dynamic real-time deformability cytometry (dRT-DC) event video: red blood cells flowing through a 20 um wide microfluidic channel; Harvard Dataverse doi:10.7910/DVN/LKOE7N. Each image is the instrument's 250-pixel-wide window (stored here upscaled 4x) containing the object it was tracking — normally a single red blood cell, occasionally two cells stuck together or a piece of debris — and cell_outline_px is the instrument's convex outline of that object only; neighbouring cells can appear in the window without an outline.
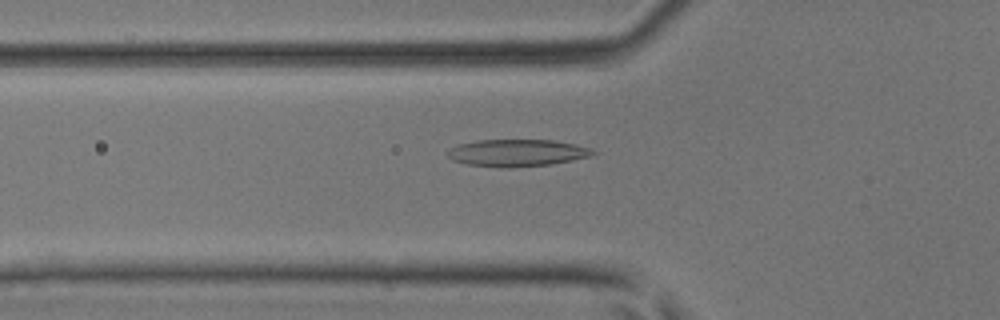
{"species": "common noctule bat (a hibernating species)", "species_latin": "Nyctalus noctula", "temperature_condition": "room temperature", "stored_images_in_passage": 37, "camera_frame_rate_fps": 3000, "um_per_image_px": 0.085, "animal": {"sex": "male", "body_mass_g": 17.9, "forearm_length_mm": 54.2}, "frame": {"image": 1, "passage_image": 6, "time_ms": 1.667, "image_size_px": [1000, 320], "cell_outline_px": [[576, 156], [564, 160], [540, 164], [480, 164], [496, 140], [540, 140], [564, 144]], "centroid_in_image_um": [44.75, 12.96], "position_along_channel_um": 81.0, "area_um2": 13.18}}
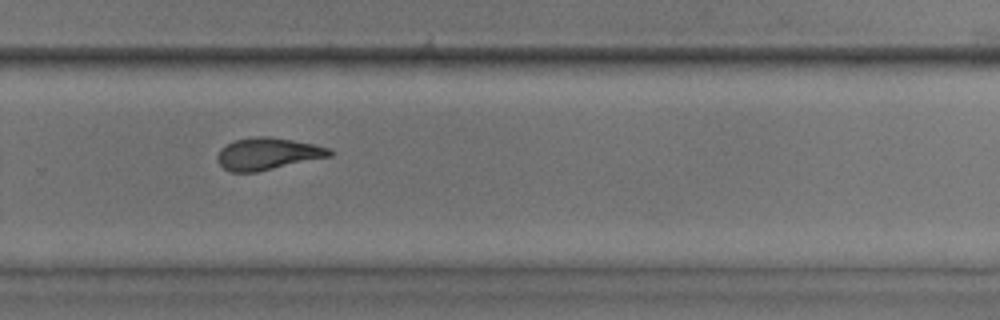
{"frame": {"image": 2, "passage_image": 22, "time_ms": 7.0, "image_size_px": [1000, 320], "cell_outline_px": [[332, 152], [324, 156], [268, 168], [248, 172], [240, 172], [228, 168], [220, 160], [220, 152], [228, 144], [240, 140], [284, 140], [308, 144], [324, 148]], "centroid_in_image_um": [22.71, 13.1], "position_along_channel_um": 307.1, "area_um2": 17.63}}
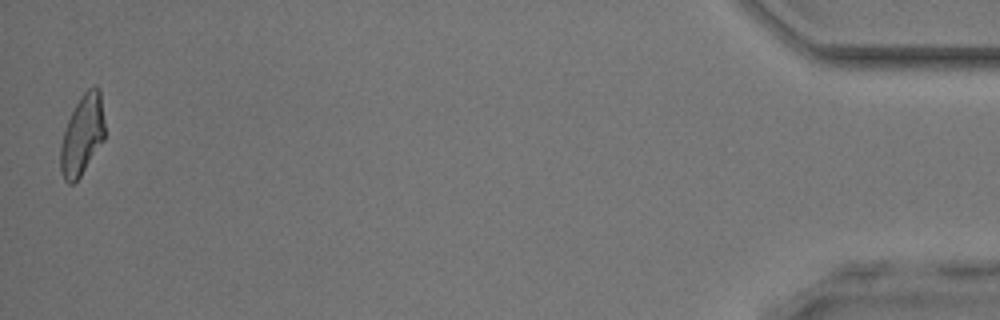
{"frame": {"image": 3, "passage_image": 37, "time_ms": 12.0, "image_size_px": [1000, 320], "cell_outline_px": [[104, 136], [76, 180], [72, 180], [64, 176], [64, 136], [68, 124], [76, 108], [80, 104], [96, 96], [100, 100], [104, 128]], "centroid_in_image_um": [7.02, 11.64], "position_along_channel_um": 428.2, "area_um2": 16.24}, "authors_computed_cell_mechanics": {"area_um2": 16.8198, "velocity_mm_per_s": 4.2322, "shape_relaxation_time_tau1_ms": null, "shape_relaxation_time_tau2_ms": 9.0018, "deformation_change_tau1": null, "deformation_change_tau2": 0.1529}}